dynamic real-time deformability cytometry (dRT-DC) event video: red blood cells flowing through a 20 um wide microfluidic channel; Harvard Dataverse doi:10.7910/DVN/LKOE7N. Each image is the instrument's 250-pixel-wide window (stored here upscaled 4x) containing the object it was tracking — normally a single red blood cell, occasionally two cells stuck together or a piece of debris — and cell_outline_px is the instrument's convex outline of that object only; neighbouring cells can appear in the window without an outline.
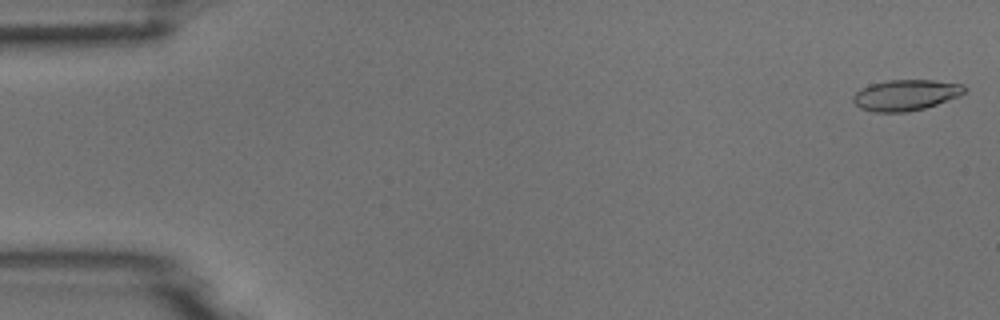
{"species": "common noctule bat (a hibernating species)", "species_latin": "Nyctalus noctula", "temperature_condition": "room temperature", "stored_images_in_passage": 53, "camera_frame_rate_fps": 3000, "um_per_image_px": 0.085, "animal": {"sex": "male", "body_mass_g": 18.8}, "frame": {"image": 1, "passage_image": 1, "time_ms": 0.0, "image_size_px": [1000, 320], "cell_outline_px": [[968, 88], [960, 96], [924, 108], [908, 112], [876, 112], [860, 108], [852, 100], [852, 96], [860, 88], [868, 84], [888, 80], [932, 80], [964, 84]], "centroid_in_image_um": [76.98, 8.07], "position_along_channel_um": 8.0, "area_um2": 20.17}}
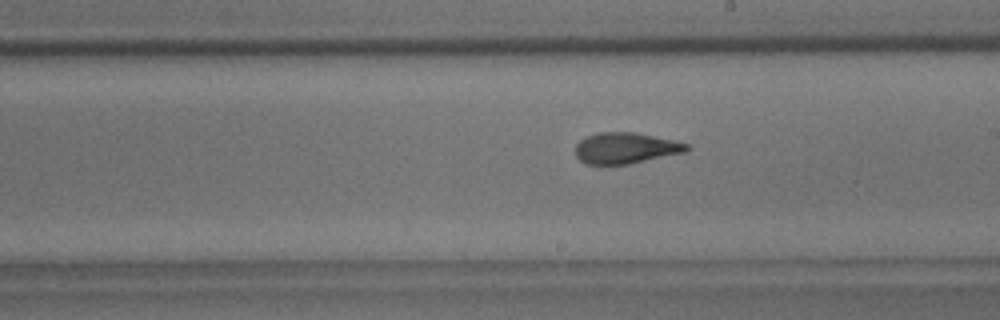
{"frame": {"image": 2, "passage_image": 30, "time_ms": 9.667, "image_size_px": [1000, 320], "cell_outline_px": [[688, 148], [684, 152], [628, 164], [600, 168], [584, 164], [576, 156], [576, 144], [580, 140], [588, 136], [600, 132], [636, 132], [676, 140], [688, 144]], "centroid_in_image_um": [53.11, 12.62], "position_along_channel_um": 235.9, "area_um2": 20.63}}
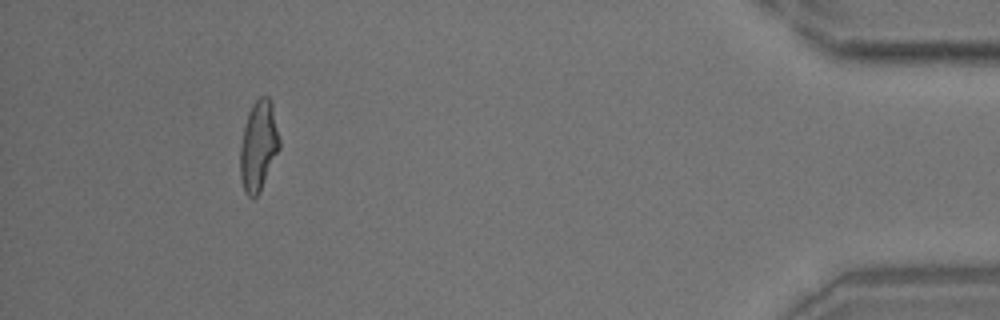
{"frame": {"image": 3, "passage_image": 49, "time_ms": 16.0, "image_size_px": [1000, 320], "cell_outline_px": [[280, 148], [260, 192], [252, 200], [244, 192], [240, 176], [240, 144], [248, 112], [252, 104], [260, 96], [268, 96], [272, 104], [280, 140]], "centroid_in_image_um": [21.97, 12.42], "position_along_channel_um": 413.2, "area_um2": 20.75}}